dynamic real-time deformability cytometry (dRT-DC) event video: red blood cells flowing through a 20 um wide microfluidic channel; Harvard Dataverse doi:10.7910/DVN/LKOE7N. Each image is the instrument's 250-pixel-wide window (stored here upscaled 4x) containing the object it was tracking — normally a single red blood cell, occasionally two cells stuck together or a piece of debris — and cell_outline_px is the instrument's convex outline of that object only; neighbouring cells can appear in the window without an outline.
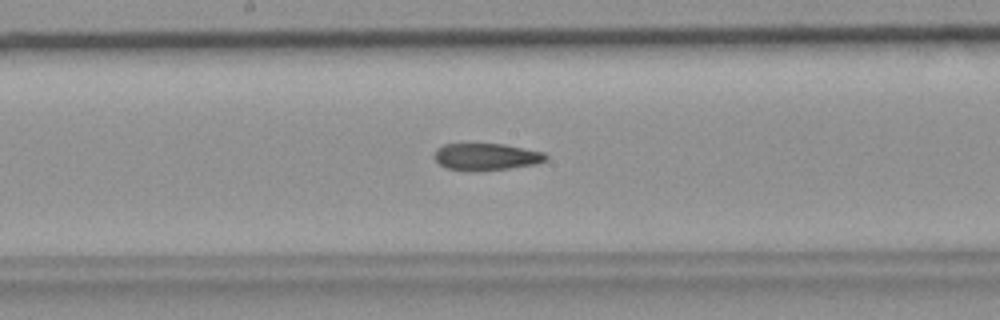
{"species": "common noctule bat (a hibernating species)", "species_latin": "Nyctalus noctula", "temperature_condition": "room temperature", "stored_images_in_passage": 35, "camera_frame_rate_fps": 3000, "um_per_image_px": 0.085, "animal": {"sex": "female", "body_mass_g": 19.9}, "frame": {"image": 1, "passage_image": 13, "time_ms": 4.0, "image_size_px": [1000, 320], "cell_outline_px": [[548, 160], [536, 164], [508, 168], [476, 172], [468, 172], [444, 168], [432, 156], [436, 148], [444, 144], [504, 144], [544, 152], [548, 156]], "centroid_in_image_um": [41.3, 13.34], "position_along_channel_um": 206.9, "area_um2": 17.92}}
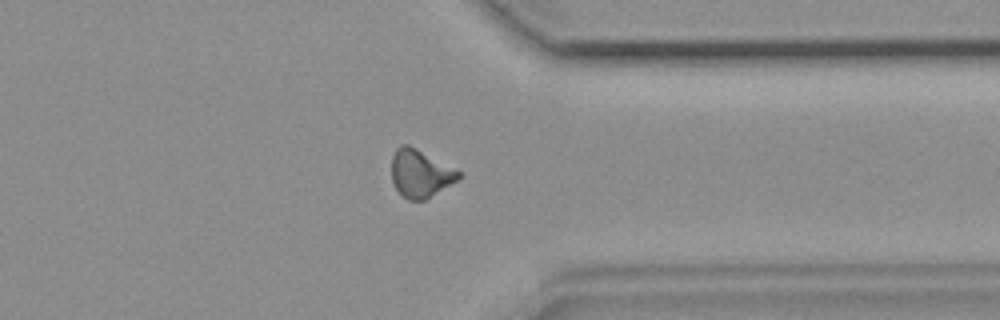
{"frame": {"image": 2, "passage_image": 25, "time_ms": 8.0, "image_size_px": [1000, 320], "cell_outline_px": [[460, 176], [456, 180], [424, 200], [408, 200], [396, 188], [392, 180], [392, 156], [396, 148], [400, 144], [408, 144], [460, 172]], "centroid_in_image_um": [35.67, 14.73], "position_along_channel_um": 375.7, "area_um2": 18.03}}
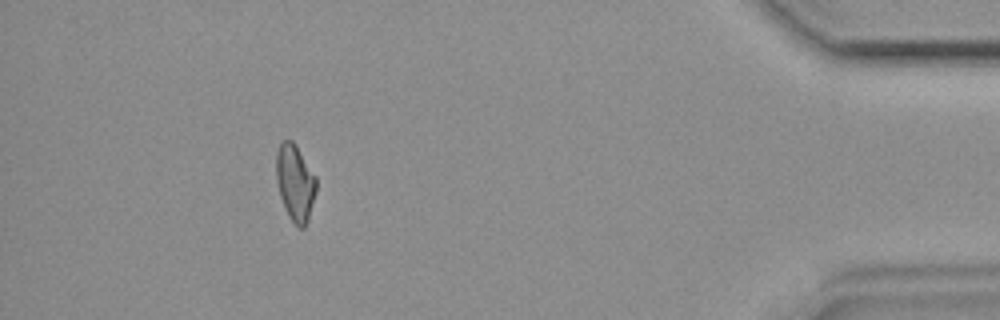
{"frame": {"image": 3, "passage_image": 31, "time_ms": 10.0, "image_size_px": [1000, 320], "cell_outline_px": [[316, 192], [308, 220], [304, 228], [300, 228], [288, 216], [280, 196], [276, 180], [276, 152], [280, 144], [284, 140], [292, 140], [296, 144], [316, 176]], "centroid_in_image_um": [25.09, 15.51], "position_along_channel_um": 410.1, "area_um2": 17.86}}